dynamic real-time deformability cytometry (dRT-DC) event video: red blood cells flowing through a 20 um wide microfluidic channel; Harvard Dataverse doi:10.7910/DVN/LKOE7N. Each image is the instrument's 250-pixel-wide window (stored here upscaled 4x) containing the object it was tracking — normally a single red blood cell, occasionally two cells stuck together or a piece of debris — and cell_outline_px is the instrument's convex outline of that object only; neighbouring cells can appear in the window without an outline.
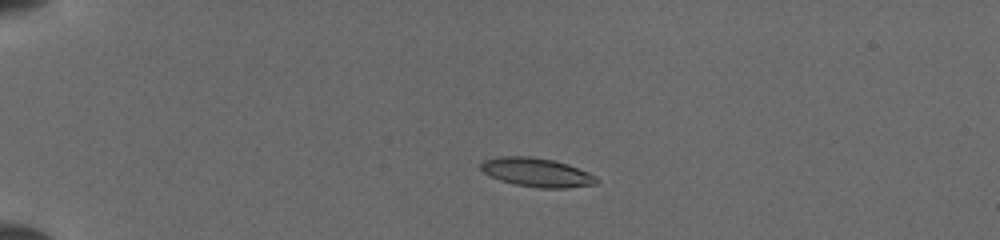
{"species": "common noctule bat (a hibernating species)", "species_latin": "Nyctalus noctula", "temperature_condition": "cold", "stored_images_in_passage": 10, "camera_frame_rate_fps": 3000, "um_per_image_px": 0.085, "animal": {"sex": "female", "body_mass_g": 19.5, "forearm_length_mm": 54.1}, "frame": {"image": 1, "passage_image": 3, "time_ms": 2.333, "image_size_px": [1000, 240], "cell_outline_px": [[600, 180], [596, 184], [568, 188], [540, 188], [512, 184], [500, 180], [484, 172], [480, 168], [480, 164], [484, 160], [500, 156], [528, 156], [552, 160], [568, 164], [588, 172], [596, 176]], "centroid_in_image_um": [45.65, 14.66], "position_along_channel_um": 39.4, "area_um2": 19.48}}
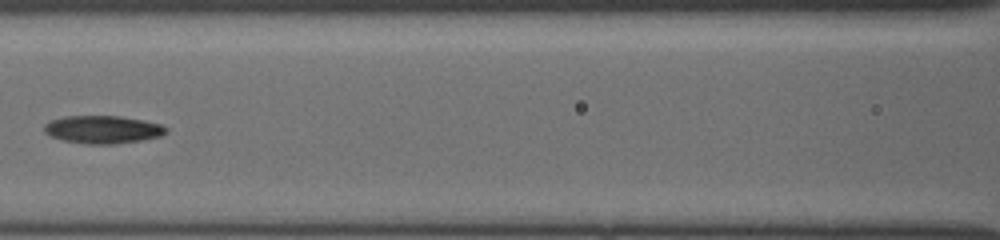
{"frame": {"image": 2, "passage_image": 7, "time_ms": 6.667, "image_size_px": [1000, 240], "cell_outline_px": [[168, 128], [160, 136], [144, 140], [116, 144], [84, 144], [64, 140], [52, 136], [44, 132], [44, 124], [52, 120], [68, 116], [116, 116], [140, 120], [160, 124]], "centroid_in_image_um": [8.72, 11.02], "position_along_channel_um": 157.9, "area_um2": 19.54}}
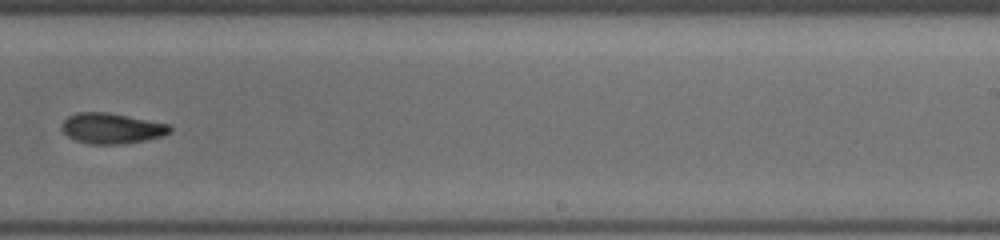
{"frame": {"image": 3, "passage_image": 10, "time_ms": 9.667, "image_size_px": [1000, 240], "cell_outline_px": [[172, 128], [168, 132], [160, 136], [144, 140], [120, 144], [88, 144], [76, 140], [68, 136], [60, 128], [64, 120], [68, 116], [76, 112], [104, 112], [168, 124]], "centroid_in_image_um": [9.42, 10.91], "position_along_channel_um": 279.6, "area_um2": 18.84}}